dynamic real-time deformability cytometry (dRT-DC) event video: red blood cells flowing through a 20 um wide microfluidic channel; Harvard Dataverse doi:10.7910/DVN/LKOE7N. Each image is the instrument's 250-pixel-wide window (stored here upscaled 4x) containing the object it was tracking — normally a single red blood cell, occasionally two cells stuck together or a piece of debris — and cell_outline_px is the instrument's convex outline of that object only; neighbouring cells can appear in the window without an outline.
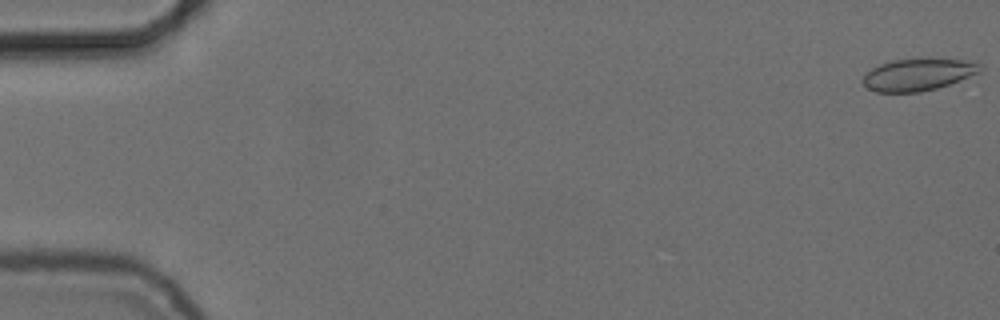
{"species": "common noctule bat (a hibernating species)", "species_latin": "Nyctalus noctula", "temperature_condition": "cold", "stored_images_in_passage": 24, "camera_frame_rate_fps": 3000, "um_per_image_px": 0.085, "animal": {"sex": "female", "body_mass_g": 24.6, "forearm_length_mm": 56.2}, "frame": {"image": 1, "passage_image": 1, "time_ms": 0.0, "image_size_px": [1000, 320], "cell_outline_px": [[980, 72], [960, 80], [936, 88], [920, 92], [876, 92], [868, 88], [860, 80], [872, 68], [880, 64], [892, 60], [920, 56], [928, 56], [964, 60], [980, 64]], "centroid_in_image_um": [78.02, 6.29], "position_along_channel_um": 7.0, "area_um2": 22.43}}
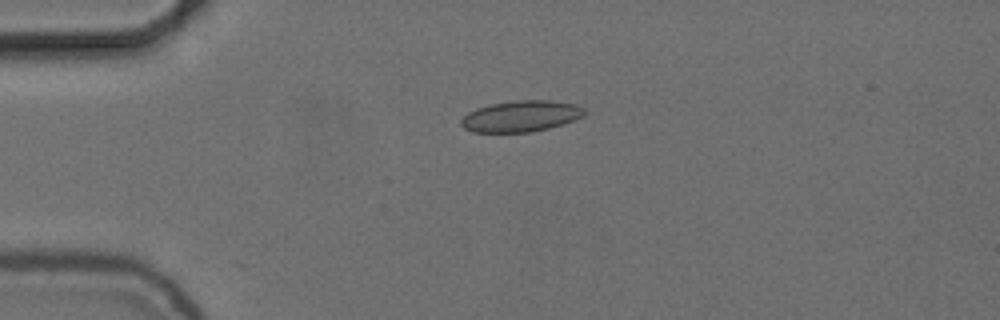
{"frame": {"image": 2, "passage_image": 14, "time_ms": 4.333, "image_size_px": [1000, 320], "cell_outline_px": [[588, 112], [584, 116], [548, 128], [532, 132], [472, 132], [464, 128], [460, 124], [460, 120], [468, 112], [476, 108], [492, 104], [516, 100], [552, 100], [576, 104], [584, 108]], "centroid_in_image_um": [44.28, 9.87], "position_along_channel_um": 40.7, "area_um2": 22.43}}
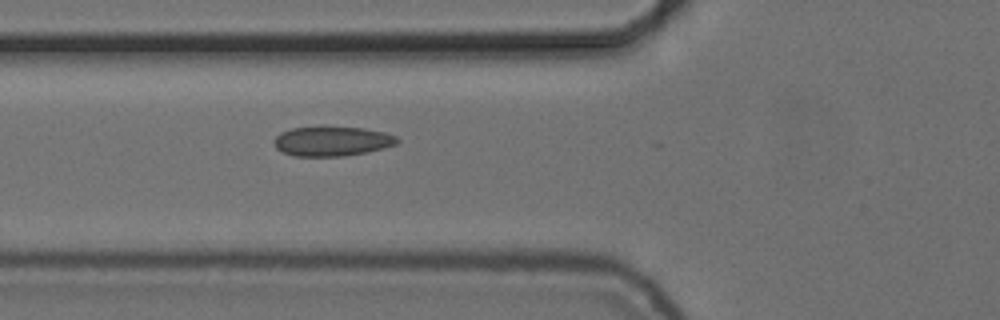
{"frame": {"image": 3, "passage_image": 21, "time_ms": 6.667, "image_size_px": [1000, 320], "cell_outline_px": [[400, 140], [396, 144], [368, 152], [344, 156], [292, 156], [280, 152], [276, 148], [272, 140], [280, 132], [292, 128], [364, 128], [384, 132], [396, 136]], "centroid_in_image_um": [28.19, 12.03], "position_along_channel_um": 97.6, "area_um2": 21.1}}